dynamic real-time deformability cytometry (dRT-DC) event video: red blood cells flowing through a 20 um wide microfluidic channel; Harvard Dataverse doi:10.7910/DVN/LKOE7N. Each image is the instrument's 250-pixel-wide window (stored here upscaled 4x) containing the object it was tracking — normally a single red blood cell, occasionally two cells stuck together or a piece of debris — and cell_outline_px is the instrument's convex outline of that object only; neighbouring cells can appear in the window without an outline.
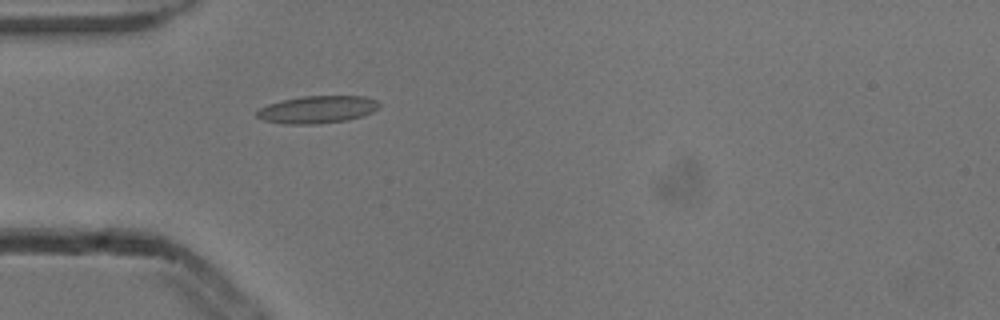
{"species": "common noctule bat (a hibernating species)", "species_latin": "Nyctalus noctula", "temperature_condition": "cold", "stored_images_in_passage": 1, "camera_frame_rate_fps": 3000, "um_per_image_px": 0.085, "animal": {"sex": "male", "body_mass_g": 13.3}, "frame": {"image": 1, "passage_image": 1, "time_ms": 0.0, "image_size_px": [1000, 320], "cell_outline_px": [[380, 108], [364, 116], [348, 120], [316, 124], [284, 124], [264, 120], [256, 116], [256, 112], [260, 108], [268, 104], [280, 100], [300, 96], [368, 96], [376, 100], [380, 104]], "centroid_in_image_um": [27.0, 9.3], "position_along_channel_um": 58.0, "area_um2": 19.83}}